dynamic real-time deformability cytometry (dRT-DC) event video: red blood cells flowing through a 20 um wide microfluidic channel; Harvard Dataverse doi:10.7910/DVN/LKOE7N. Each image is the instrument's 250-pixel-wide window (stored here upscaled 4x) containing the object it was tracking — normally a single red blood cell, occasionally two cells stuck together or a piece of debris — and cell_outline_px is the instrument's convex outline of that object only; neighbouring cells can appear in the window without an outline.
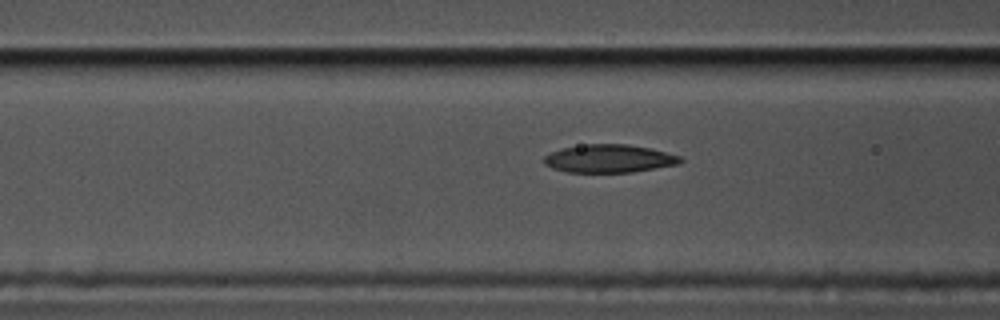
{"species": "common noctule bat (a hibernating species)", "species_latin": "Nyctalus noctula", "temperature_condition": "cold", "stored_images_in_passage": 36, "camera_frame_rate_fps": 3000, "um_per_image_px": 0.085, "animal": {"sex": "male", "body_mass_g": 17.5, "forearm_length_mm": 52.3}, "frame": {"image": 1, "passage_image": 5, "time_ms": 1.333, "image_size_px": [1000, 320], "cell_outline_px": [[684, 160], [680, 164], [632, 172], [568, 172], [552, 168], [544, 164], [544, 156], [552, 152], [564, 148], [588, 144], [628, 144], [652, 148], [680, 156]], "centroid_in_image_um": [51.82, 13.48], "position_along_channel_um": 114.8, "area_um2": 22.25}}
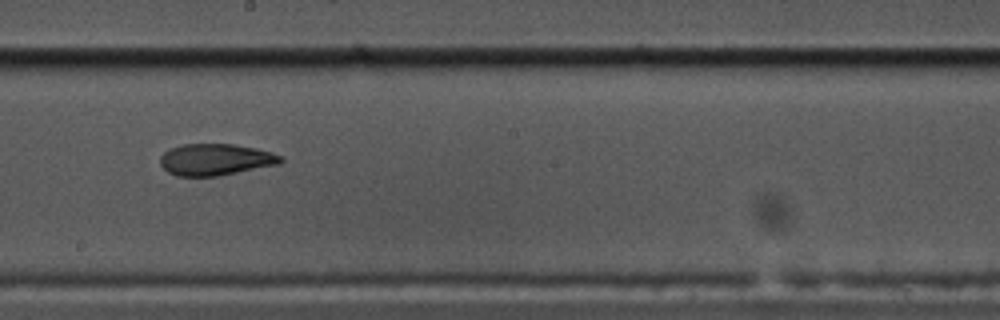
{"frame": {"image": 2, "passage_image": 15, "time_ms": 4.667, "image_size_px": [1000, 320], "cell_outline_px": [[284, 160], [280, 164], [216, 176], [176, 176], [168, 172], [160, 164], [160, 156], [168, 148], [180, 144], [232, 144], [256, 148], [272, 152], [284, 156]], "centroid_in_image_um": [18.32, 13.55], "position_along_channel_um": 229.9, "area_um2": 22.37}}
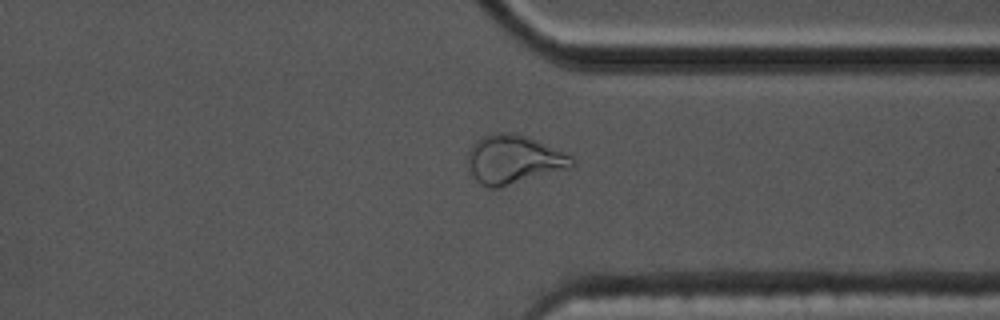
{"frame": {"image": 3, "passage_image": 27, "time_ms": 8.667, "image_size_px": [1000, 320], "cell_outline_px": [[576, 164], [572, 168], [500, 188], [488, 188], [480, 184], [476, 180], [468, 164], [468, 152], [472, 144], [480, 136], [496, 132], [512, 132], [528, 136], [572, 156]], "centroid_in_image_um": [43.67, 13.56], "position_along_channel_um": 367.7, "area_um2": 30.0}}